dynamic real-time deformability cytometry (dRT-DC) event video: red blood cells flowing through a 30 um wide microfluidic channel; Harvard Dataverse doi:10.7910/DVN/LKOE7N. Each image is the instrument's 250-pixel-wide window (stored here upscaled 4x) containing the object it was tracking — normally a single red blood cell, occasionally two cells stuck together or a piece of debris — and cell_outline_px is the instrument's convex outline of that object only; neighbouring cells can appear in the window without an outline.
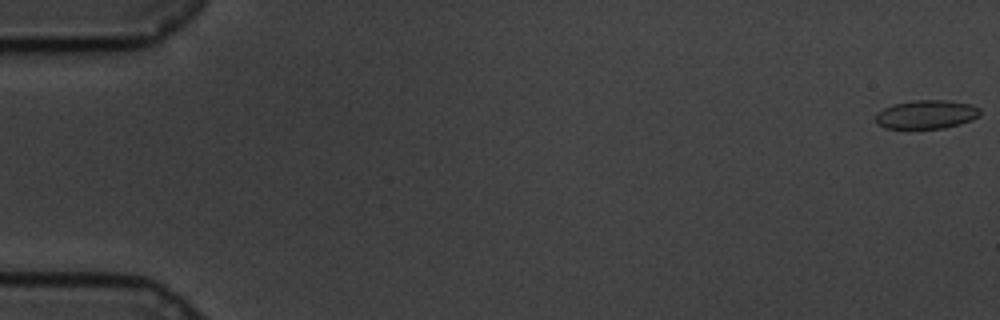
{"species": "common noctule bat (a hibernating species)", "species_latin": "Nyctalus noctula", "temperature_condition": "cold", "stored_images_in_passage": 60, "camera_frame_rate_fps": 3000, "um_per_image_px": 0.085, "animal": {"sex": "male", "body_mass_g": 19.5, "forearm_length_mm": 54.6}, "frame": {"image": 1, "passage_image": 1, "time_ms": 0.0, "image_size_px": [1000, 320], "cell_outline_px": [[980, 116], [972, 120], [960, 124], [944, 128], [884, 128], [876, 124], [876, 112], [892, 104], [912, 100], [948, 100], [972, 104], [980, 108]], "centroid_in_image_um": [78.75, 9.72], "position_along_channel_um": 6.3, "area_um2": 17.69}}
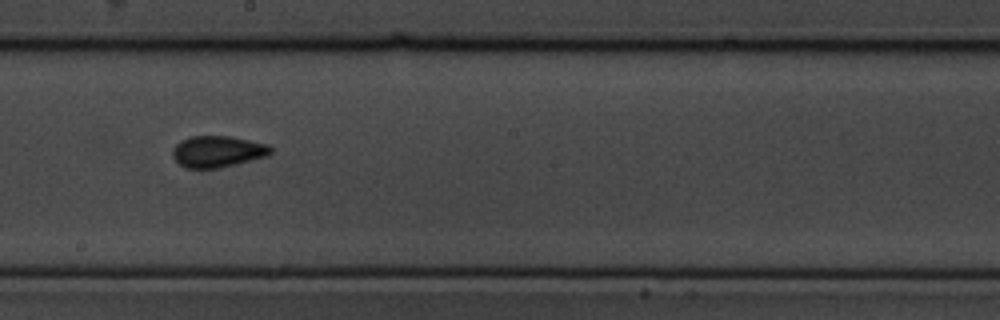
{"frame": {"image": 2, "passage_image": 34, "time_ms": 11.0, "image_size_px": [1000, 320], "cell_outline_px": [[272, 152], [268, 156], [220, 168], [184, 168], [172, 156], [172, 148], [180, 140], [192, 136], [228, 136], [268, 144], [272, 148]], "centroid_in_image_um": [18.49, 12.88], "position_along_channel_um": 229.7, "area_um2": 18.03}}
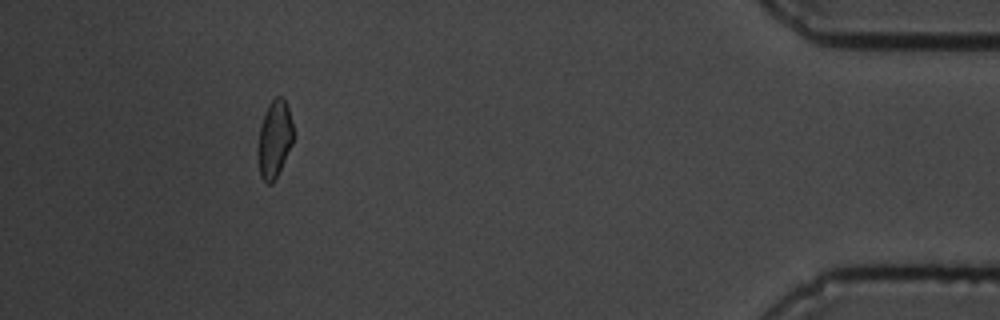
{"frame": {"image": 3, "passage_image": 55, "time_ms": 18.0, "image_size_px": [1000, 320], "cell_outline_px": [[292, 144], [272, 184], [268, 184], [260, 176], [256, 152], [260, 128], [264, 112], [268, 104], [276, 96], [280, 96], [284, 100], [288, 108], [292, 124]], "centroid_in_image_um": [23.29, 11.82], "position_along_channel_um": 411.9, "area_um2": 15.78}, "authors_computed_cell_mechanics": {"area_um2": 17.4267, "velocity_mm_per_s": 3.4079, "shape_relaxation_time_tau1_ms": 4.1324, "shape_relaxation_time_tau2_ms": 3.0236, "deformation_change_tau1": 0.0729, "deformation_change_tau2": 0.058}}